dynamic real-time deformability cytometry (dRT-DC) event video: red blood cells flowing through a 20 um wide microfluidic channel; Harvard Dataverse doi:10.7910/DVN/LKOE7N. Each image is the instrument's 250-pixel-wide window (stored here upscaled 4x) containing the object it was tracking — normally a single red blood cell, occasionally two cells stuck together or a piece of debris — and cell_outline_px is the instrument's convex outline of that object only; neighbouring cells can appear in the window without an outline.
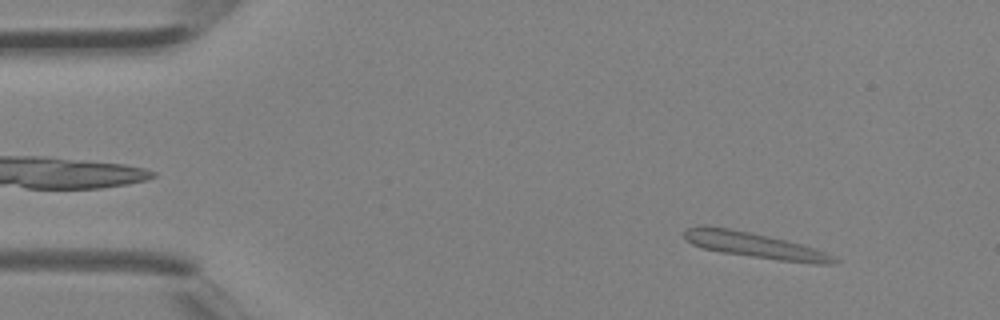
{"species": "Egyptian fruit bat (a non-hibernating species)", "species_latin": "Rousettus aegyptiacus", "temperature_condition": "room temperature", "stored_images_in_passage": 39, "camera_frame_rate_fps": 3000, "um_per_image_px": 0.085, "animal": {"sex": "female"}, "frame": {"image": 1, "passage_image": 4, "time_ms": 1.0, "image_size_px": [1000, 320], "cell_outline_px": [[840, 260], [832, 264], [812, 264], [780, 260], [720, 252], [704, 248], [692, 244], [684, 236], [684, 232], [688, 228], [704, 224], [728, 228], [768, 236], [800, 244], [824, 252]], "centroid_in_image_um": [64.12, 20.84], "position_along_channel_um": 20.9, "area_um2": 21.85}}
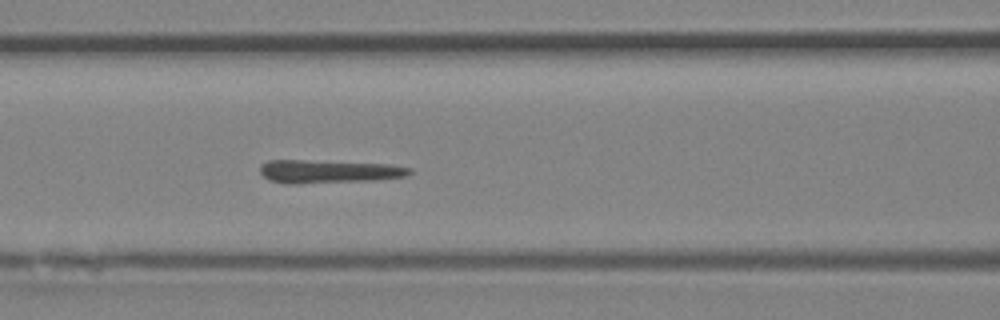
{"frame": {"image": 2, "passage_image": 16, "time_ms": 5.0, "image_size_px": [1000, 320], "cell_outline_px": [[412, 172], [408, 176], [372, 180], [296, 184], [284, 184], [272, 180], [264, 176], [260, 172], [260, 164], [268, 160], [304, 160], [388, 164], [412, 168]], "centroid_in_image_um": [27.91, 14.57], "position_along_channel_um": 138.7, "area_um2": 20.23}}
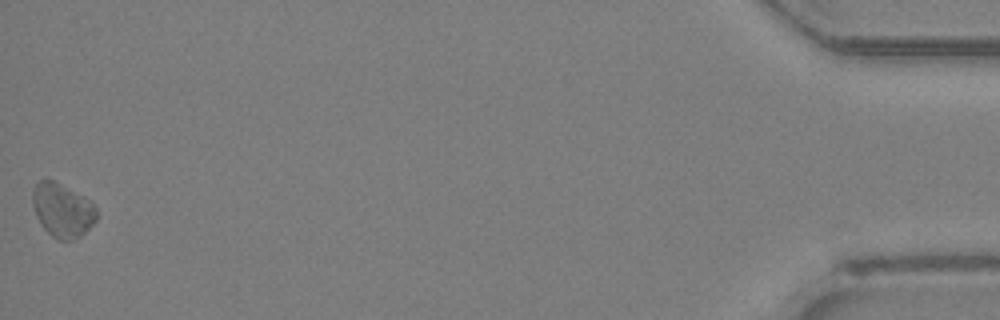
{"frame": {"image": 3, "passage_image": 39, "time_ms": 12.667, "image_size_px": [1000, 320], "cell_outline_px": [[100, 216], [80, 236], [72, 240], [60, 240], [52, 236], [40, 224], [36, 216], [32, 204], [32, 188], [40, 180], [52, 180], [84, 196], [96, 208]], "centroid_in_image_um": [5.3, 17.87], "position_along_channel_um": 429.9, "area_um2": 20.0}}